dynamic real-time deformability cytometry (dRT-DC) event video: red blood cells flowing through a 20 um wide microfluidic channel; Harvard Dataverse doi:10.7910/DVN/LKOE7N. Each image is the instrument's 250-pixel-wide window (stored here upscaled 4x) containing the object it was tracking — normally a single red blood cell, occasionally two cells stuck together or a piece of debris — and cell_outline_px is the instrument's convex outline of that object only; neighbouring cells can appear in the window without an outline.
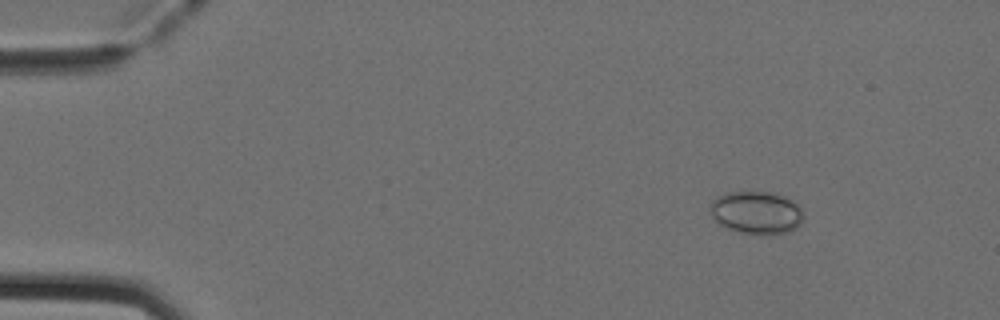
{"species": "Egyptian fruit bat (a non-hibernating species)", "species_latin": "Rousettus aegyptiacus", "temperature_condition": "cold", "stored_images_in_passage": 50, "camera_frame_rate_fps": 3000, "um_per_image_px": 0.085, "animal": {"sex": "female"}, "frame": {"image": 1, "passage_image": 6, "time_ms": 1.667, "image_size_px": [1000, 320], "cell_outline_px": [[804, 216], [800, 224], [796, 228], [788, 232], [772, 236], [768, 236], [740, 232], [728, 228], [720, 224], [712, 216], [708, 208], [712, 200], [716, 196], [724, 192], [768, 192], [784, 196], [796, 204], [800, 208]], "centroid_in_image_um": [64.28, 18.08], "position_along_channel_um": 20.7, "area_um2": 23.52}}
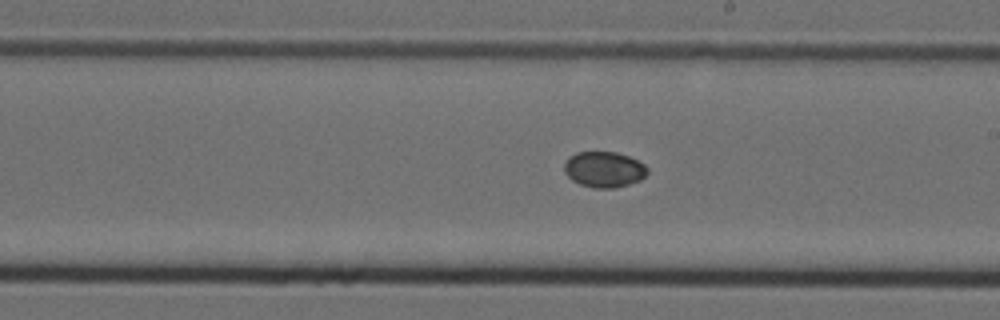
{"frame": {"image": 2, "passage_image": 29, "time_ms": 9.333, "image_size_px": [1000, 320], "cell_outline_px": [[648, 172], [640, 180], [628, 184], [612, 188], [592, 188], [580, 184], [572, 180], [564, 172], [564, 164], [568, 156], [576, 152], [616, 152], [628, 156], [644, 164], [648, 168]], "centroid_in_image_um": [51.32, 14.4], "position_along_channel_um": 237.7, "area_um2": 17.34}}
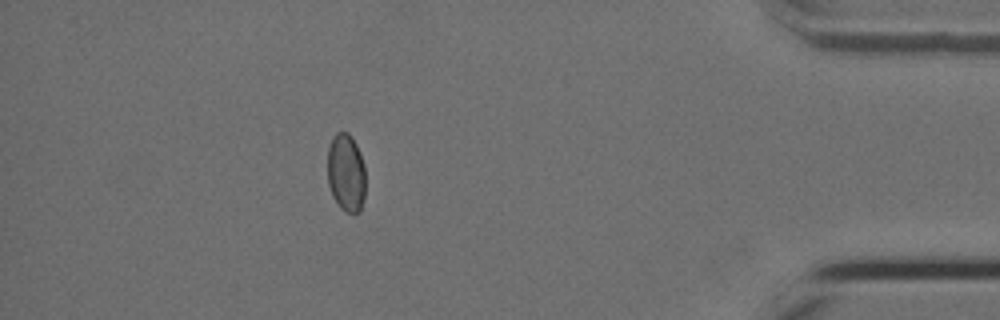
{"frame": {"image": 3, "passage_image": 45, "time_ms": 14.667, "image_size_px": [1000, 320], "cell_outline_px": [[364, 200], [360, 212], [352, 216], [344, 212], [340, 208], [332, 196], [328, 184], [328, 148], [332, 136], [336, 132], [348, 132], [352, 136], [360, 152], [364, 164]], "centroid_in_image_um": [29.41, 14.72], "position_along_channel_um": 405.8, "area_um2": 17.74}}